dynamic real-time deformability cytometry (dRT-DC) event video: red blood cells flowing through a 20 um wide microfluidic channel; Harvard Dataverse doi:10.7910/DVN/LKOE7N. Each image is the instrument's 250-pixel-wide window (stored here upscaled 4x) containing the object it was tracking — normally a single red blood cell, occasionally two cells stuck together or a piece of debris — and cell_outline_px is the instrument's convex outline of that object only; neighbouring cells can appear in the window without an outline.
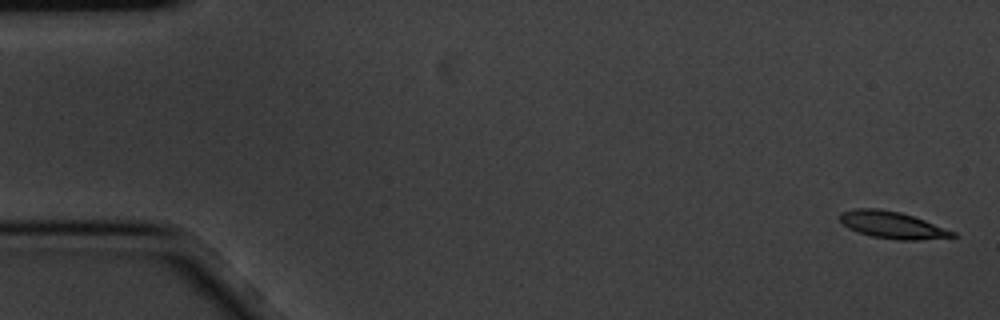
{"species": "common noctule bat (a hibernating species)", "species_latin": "Nyctalus noctula", "temperature_condition": "cold", "stored_images_in_passage": 4, "camera_frame_rate_fps": 3000, "um_per_image_px": 0.085, "animal": {"sex": "male", "body_mass_g": 20.1, "forearm_length_mm": 53.5}, "frame": {"image": 1, "passage_image": 1, "time_ms": 0.0, "image_size_px": [1000, 320], "cell_outline_px": [[960, 236], [916, 240], [900, 240], [872, 236], [848, 228], [840, 220], [840, 212], [856, 208], [880, 208], [900, 212], [924, 220], [956, 232]], "centroid_in_image_um": [75.86, 19.11], "position_along_channel_um": 9.1, "area_um2": 17.57}}
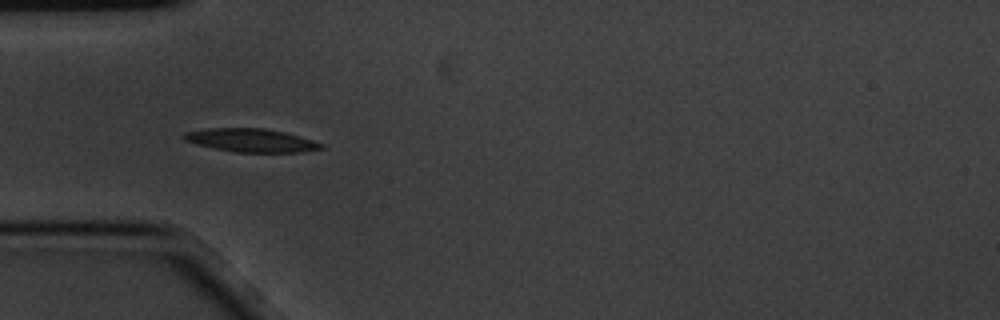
{"frame": {"image": 2, "passage_image": 3, "time_ms": 0.667, "image_size_px": [1000, 320], "cell_outline_px": [[324, 148], [300, 152], [236, 152], [212, 148], [196, 144], [184, 140], [180, 136], [184, 132], [204, 128], [264, 128], [284, 132], [300, 136], [324, 144]], "centroid_in_image_um": [21.29, 11.92], "position_along_channel_um": 63.7, "area_um2": 18.79}}
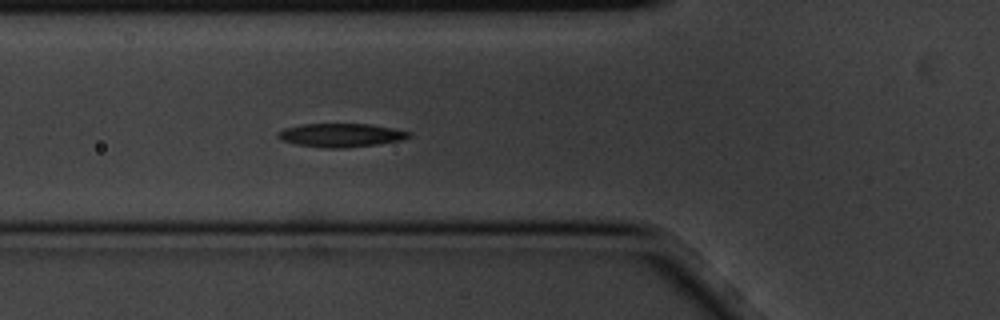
{"frame": {"image": 3, "passage_image": 4, "time_ms": 1.0, "image_size_px": [1000, 320], "cell_outline_px": [[412, 136], [400, 140], [376, 144], [344, 148], [324, 148], [296, 144], [280, 140], [276, 136], [276, 132], [284, 128], [304, 124], [368, 124], [392, 128], [412, 132]], "centroid_in_image_um": [28.94, 11.49], "position_along_channel_um": 96.9, "area_um2": 17.98}}